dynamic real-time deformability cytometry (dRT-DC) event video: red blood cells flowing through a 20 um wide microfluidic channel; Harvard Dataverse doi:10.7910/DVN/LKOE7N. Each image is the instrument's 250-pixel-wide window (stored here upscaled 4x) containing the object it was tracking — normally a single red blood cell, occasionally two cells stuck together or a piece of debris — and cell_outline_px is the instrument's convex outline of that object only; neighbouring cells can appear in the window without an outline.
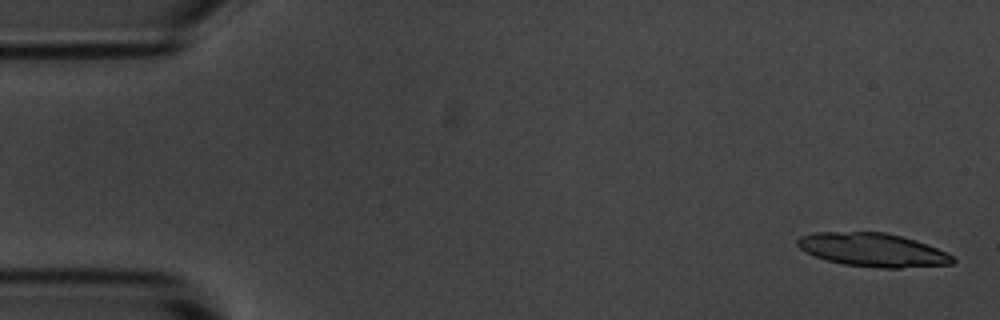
{"species": "common noctule bat (a hibernating species)", "species_latin": "Nyctalus noctula", "temperature_condition": "room temperature", "stored_images_in_passage": 8, "camera_frame_rate_fps": 3000, "um_per_image_px": 0.085, "animal": {"sex": "male", "body_mass_g": 20.1, "forearm_length_mm": 53.5}, "frame": {"image": 1, "passage_image": 1, "time_ms": 0.0, "image_size_px": [1000, 320], "cell_outline_px": [[956, 260], [952, 264], [900, 268], [880, 268], [844, 264], [828, 260], [816, 256], [800, 248], [796, 244], [796, 240], [800, 236], [816, 232], [884, 232], [916, 240], [936, 248], [952, 256]], "centroid_in_image_um": [74.18, 21.24], "position_along_channel_um": 10.8, "area_um2": 30.0}}
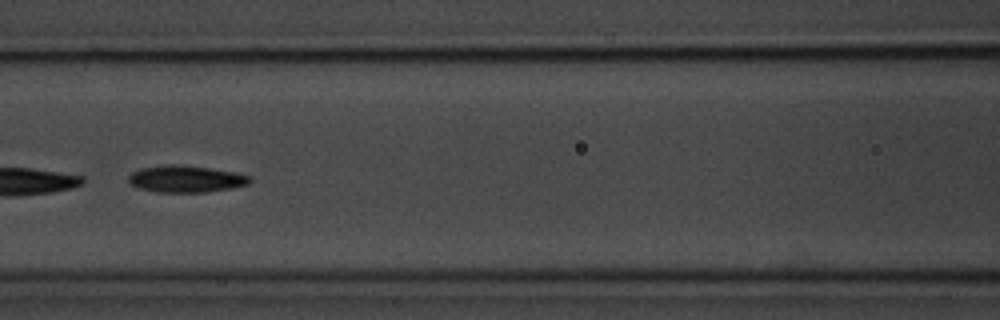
{"frame": {"image": 2, "passage_image": 7, "time_ms": 7.333, "image_size_px": [1000, 320], "cell_outline_px": [[252, 180], [248, 184], [228, 188], [204, 192], [156, 192], [140, 188], [132, 184], [128, 180], [128, 176], [132, 172], [140, 168], [168, 164], [176, 164], [208, 168], [232, 172], [248, 176]], "centroid_in_image_um": [15.74, 15.2], "position_along_channel_um": 150.9, "area_um2": 18.61}}